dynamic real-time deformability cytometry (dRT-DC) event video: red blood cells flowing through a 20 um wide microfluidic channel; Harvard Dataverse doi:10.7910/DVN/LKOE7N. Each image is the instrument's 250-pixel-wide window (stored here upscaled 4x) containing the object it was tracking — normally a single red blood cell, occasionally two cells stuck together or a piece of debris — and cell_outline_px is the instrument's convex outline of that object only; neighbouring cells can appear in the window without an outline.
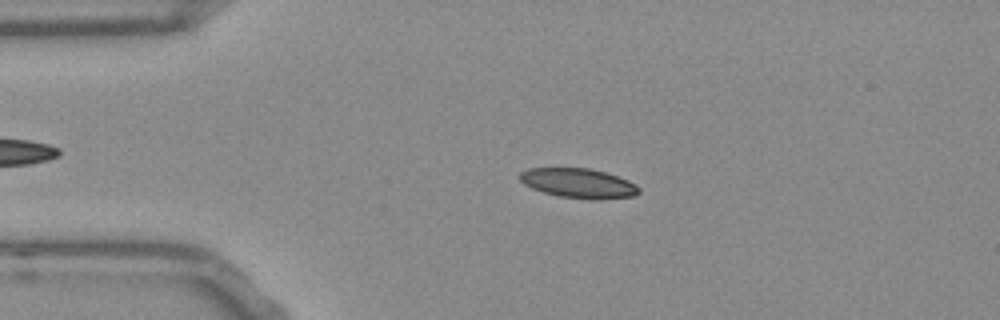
{"species": "Egyptian fruit bat (a non-hibernating species)", "species_latin": "Rousettus aegyptiacus", "temperature_condition": "room temperature", "stored_images_in_passage": 53, "camera_frame_rate_fps": 3000, "um_per_image_px": 0.085, "frame": {"image": 1, "passage_image": 11, "time_ms": 3.333, "image_size_px": [1000, 320], "cell_outline_px": [[640, 192], [636, 196], [600, 200], [596, 200], [560, 196], [544, 192], [532, 188], [524, 184], [520, 180], [520, 172], [528, 168], [592, 168], [608, 172], [628, 180], [636, 184], [640, 188]], "centroid_in_image_um": [49.23, 15.57], "position_along_channel_um": 35.8, "area_um2": 20.81}}
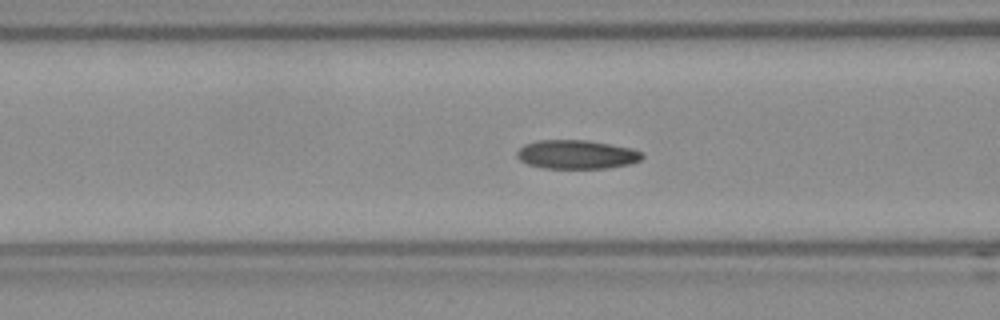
{"frame": {"image": 2, "passage_image": 20, "time_ms": 6.333, "image_size_px": [1000, 320], "cell_outline_px": [[644, 156], [640, 160], [632, 164], [608, 168], [544, 168], [528, 164], [520, 160], [516, 156], [516, 152], [524, 144], [536, 140], [584, 140], [632, 148], [644, 152]], "centroid_in_image_um": [49.03, 13.13], "position_along_channel_um": 117.6, "area_um2": 21.15}}
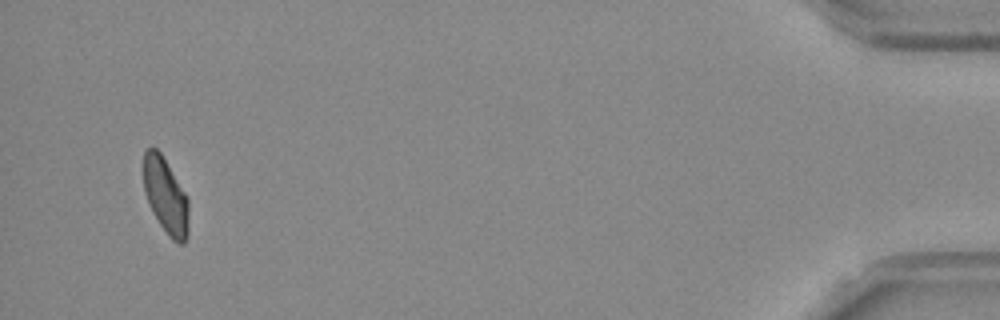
{"frame": {"image": 3, "passage_image": 51, "time_ms": 16.667, "image_size_px": [1000, 320], "cell_outline_px": [[188, 236], [184, 244], [180, 244], [172, 240], [168, 236], [152, 212], [148, 204], [144, 192], [144, 152], [152, 144], [160, 152], [188, 196]], "centroid_in_image_um": [14.09, 16.66], "position_along_channel_um": 421.1, "area_um2": 20.17}, "authors_computed_cell_mechanics": {"area_um2": 20.6346, "velocity_mm_per_s": 3.7581, "shape_relaxation_time_tau1_ms": null, "shape_relaxation_time_tau2_ms": 2.1349, "deformation_change_tau1": null, "deformation_change_tau2": 0.0679}}